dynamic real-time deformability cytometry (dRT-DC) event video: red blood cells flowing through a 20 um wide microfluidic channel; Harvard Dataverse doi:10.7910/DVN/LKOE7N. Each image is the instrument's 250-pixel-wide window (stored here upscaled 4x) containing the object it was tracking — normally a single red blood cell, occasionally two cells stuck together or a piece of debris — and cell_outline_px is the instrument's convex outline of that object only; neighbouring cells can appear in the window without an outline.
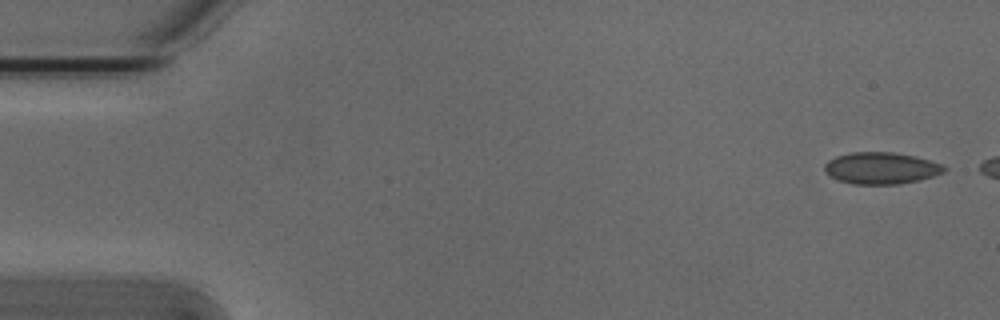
{"species": "Egyptian fruit bat (a non-hibernating species)", "species_latin": "Rousettus aegyptiacus", "temperature_condition": "cold", "stored_images_in_passage": 4, "camera_frame_rate_fps": 3000, "um_per_image_px": 0.085, "animal": {"sex": "male"}, "frame": {"image": 1, "passage_image": 1, "time_ms": 0.0, "image_size_px": [1000, 320], "cell_outline_px": [[948, 168], [944, 172], [920, 180], [900, 184], [852, 184], [836, 180], [828, 176], [824, 168], [824, 164], [828, 160], [836, 156], [852, 152], [892, 152], [916, 156], [944, 164]], "centroid_in_image_um": [74.9, 14.29], "position_along_channel_um": 10.1, "area_um2": 22.43}}